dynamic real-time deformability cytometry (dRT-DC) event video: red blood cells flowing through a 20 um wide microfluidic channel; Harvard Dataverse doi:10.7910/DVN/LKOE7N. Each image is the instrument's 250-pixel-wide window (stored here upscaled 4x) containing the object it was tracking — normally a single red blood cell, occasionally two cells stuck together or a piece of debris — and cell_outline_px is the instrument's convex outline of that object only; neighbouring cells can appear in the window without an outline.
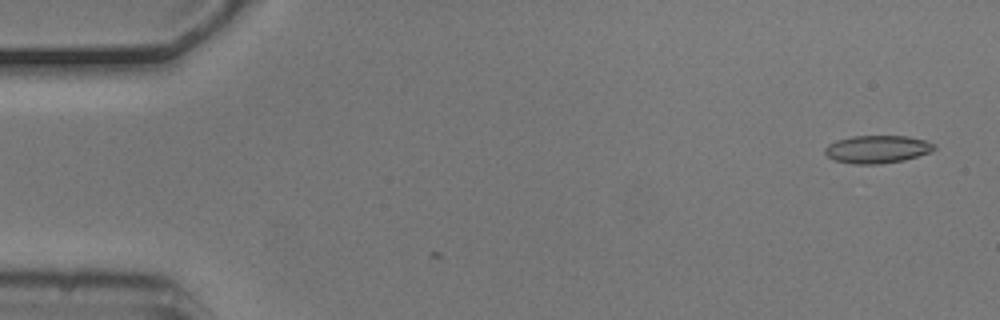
{"species": "common noctule bat (a hibernating species)", "species_latin": "Nyctalus noctula", "temperature_condition": "cold", "stored_images_in_passage": 2, "camera_frame_rate_fps": 3000, "um_per_image_px": 0.085, "animal": {"sex": "male", "body_mass_g": 20.5, "forearm_length_mm": 52.5}, "frame": {"image": 1, "passage_image": 2, "time_ms": 0.333, "image_size_px": [1000, 320], "cell_outline_px": [[936, 148], [928, 152], [904, 160], [880, 164], [852, 164], [836, 160], [828, 156], [824, 152], [824, 148], [828, 144], [836, 140], [852, 136], [908, 136], [924, 140], [936, 144]], "centroid_in_image_um": [74.54, 12.68], "position_along_channel_um": 10.5, "area_um2": 17.63}}